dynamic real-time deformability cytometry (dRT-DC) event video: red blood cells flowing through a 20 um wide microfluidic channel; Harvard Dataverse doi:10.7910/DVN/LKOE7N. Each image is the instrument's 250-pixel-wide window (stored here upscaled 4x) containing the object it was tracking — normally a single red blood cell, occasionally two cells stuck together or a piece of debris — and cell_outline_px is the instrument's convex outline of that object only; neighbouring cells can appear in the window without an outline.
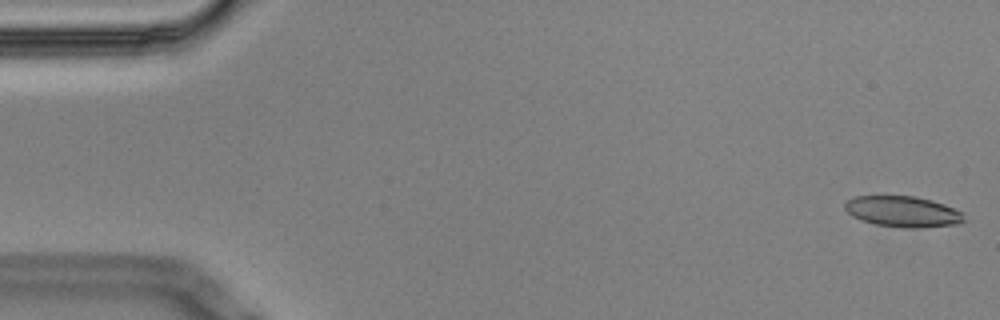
{"species": "Egyptian fruit bat (a non-hibernating species)", "species_latin": "Rousettus aegyptiacus", "temperature_condition": "cold", "stored_images_in_passage": 10, "camera_frame_rate_fps": 3000, "um_per_image_px": 0.085, "animal": {"sex": "male"}, "frame": {"image": 1, "passage_image": 1, "time_ms": 0.0, "image_size_px": [1000, 320], "cell_outline_px": [[964, 220], [956, 224], [912, 228], [904, 228], [876, 224], [860, 220], [852, 216], [844, 208], [844, 204], [848, 200], [856, 196], [916, 196], [932, 200], [944, 204], [964, 212]], "centroid_in_image_um": [76.74, 17.98], "position_along_channel_um": 8.3, "area_um2": 21.39}}
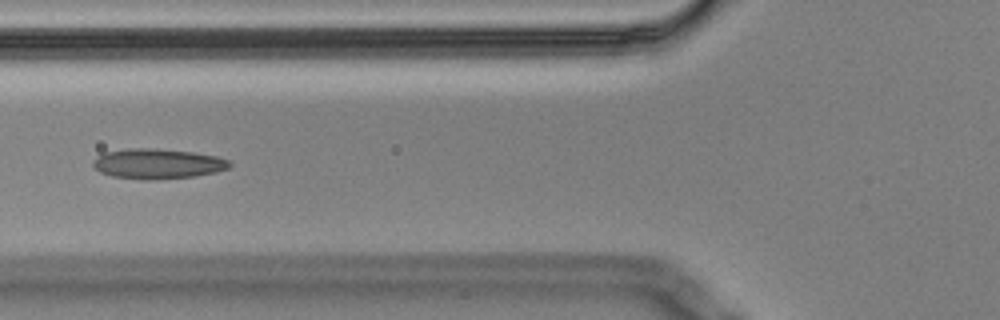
{"frame": {"image": 2, "passage_image": 6, "time_ms": 1.667, "image_size_px": [1000, 320], "cell_outline_px": [[232, 164], [228, 168], [216, 172], [196, 176], [152, 180], [148, 180], [112, 176], [100, 172], [92, 164], [92, 160], [96, 156], [104, 152], [128, 148], [156, 148], [192, 152], [216, 156], [228, 160]], "centroid_in_image_um": [13.38, 13.91], "position_along_channel_um": 112.4, "area_um2": 24.04}}
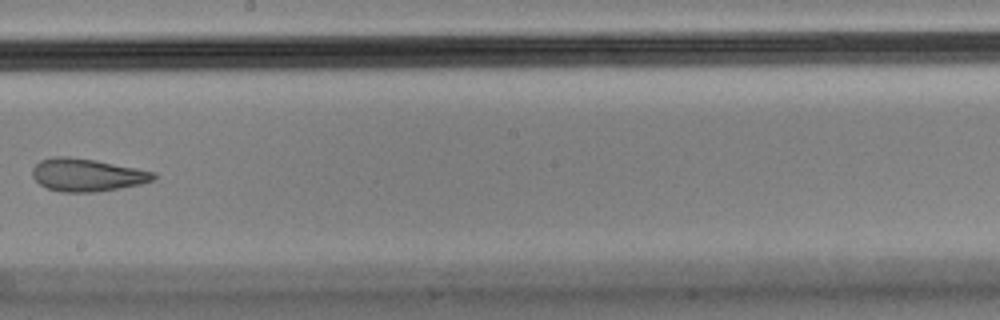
{"frame": {"image": 3, "passage_image": 9, "time_ms": 2.667, "image_size_px": [1000, 320], "cell_outline_px": [[156, 176], [152, 180], [140, 184], [96, 192], [60, 192], [48, 188], [40, 184], [32, 176], [32, 168], [40, 160], [52, 156], [68, 156], [96, 160], [156, 172]], "centroid_in_image_um": [7.36, 14.86], "position_along_channel_um": 240.8, "area_um2": 23.12}}